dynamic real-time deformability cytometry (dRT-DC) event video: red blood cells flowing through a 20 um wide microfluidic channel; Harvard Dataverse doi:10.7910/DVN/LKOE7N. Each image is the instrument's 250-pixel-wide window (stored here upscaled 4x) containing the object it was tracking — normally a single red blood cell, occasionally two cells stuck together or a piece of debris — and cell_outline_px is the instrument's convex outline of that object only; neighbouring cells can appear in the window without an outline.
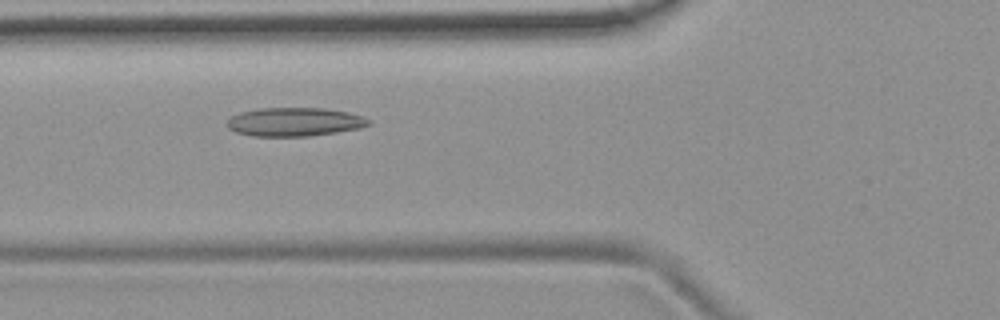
{"species": "common noctule bat (a hibernating species)", "species_latin": "Nyctalus noctula", "temperature_condition": "room temperature", "stored_images_in_passage": 7, "camera_frame_rate_fps": 3000, "um_per_image_px": 0.085, "animal": {"sex": "female", "body_mass_g": 19.9}, "frame": {"image": 1, "passage_image": 5, "time_ms": 4.667, "image_size_px": [1000, 320], "cell_outline_px": [[372, 124], [360, 128], [336, 132], [308, 136], [252, 136], [236, 132], [228, 128], [224, 124], [232, 116], [240, 112], [260, 108], [324, 108], [348, 112], [372, 120]], "centroid_in_image_um": [25.02, 10.36], "position_along_channel_um": 100.8, "area_um2": 23.7}}
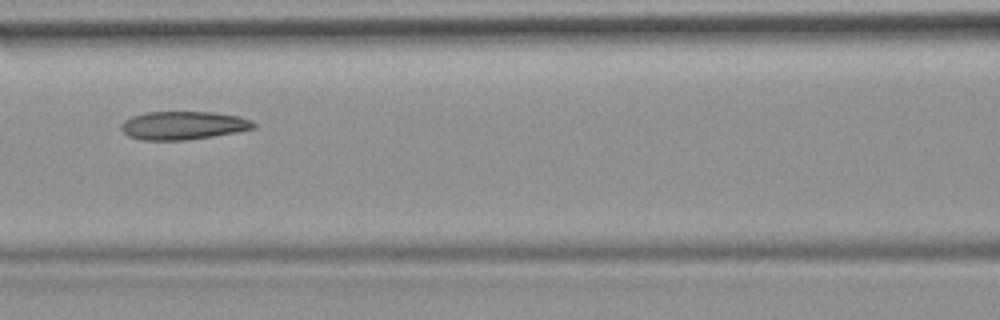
{"frame": {"image": 2, "passage_image": 6, "time_ms": 6.0, "image_size_px": [1000, 320], "cell_outline_px": [[256, 128], [236, 132], [188, 140], [140, 140], [128, 136], [120, 128], [120, 124], [124, 120], [132, 116], [148, 112], [216, 112], [240, 116], [252, 120], [256, 124]], "centroid_in_image_um": [15.58, 10.66], "position_along_channel_um": 151.0, "area_um2": 22.02}}
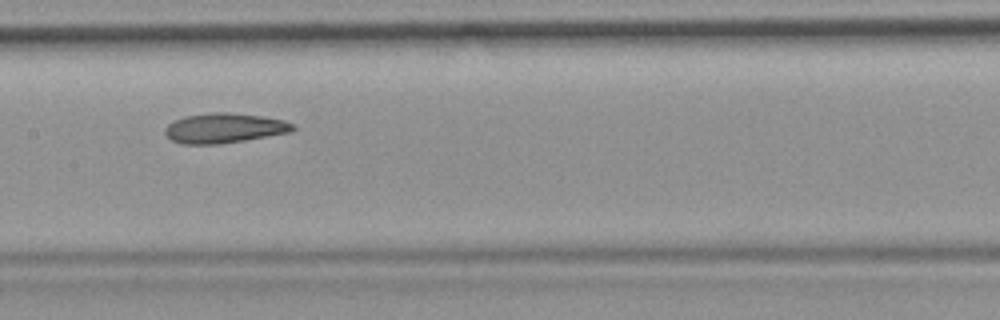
{"frame": {"image": 3, "passage_image": 7, "time_ms": 7.0, "image_size_px": [1000, 320], "cell_outline_px": [[296, 128], [292, 132], [220, 144], [180, 144], [172, 140], [164, 132], [164, 128], [172, 120], [184, 116], [212, 112], [228, 112], [264, 116], [284, 120], [292, 124]], "centroid_in_image_um": [19.04, 10.88], "position_along_channel_um": 188.4, "area_um2": 22.43}}